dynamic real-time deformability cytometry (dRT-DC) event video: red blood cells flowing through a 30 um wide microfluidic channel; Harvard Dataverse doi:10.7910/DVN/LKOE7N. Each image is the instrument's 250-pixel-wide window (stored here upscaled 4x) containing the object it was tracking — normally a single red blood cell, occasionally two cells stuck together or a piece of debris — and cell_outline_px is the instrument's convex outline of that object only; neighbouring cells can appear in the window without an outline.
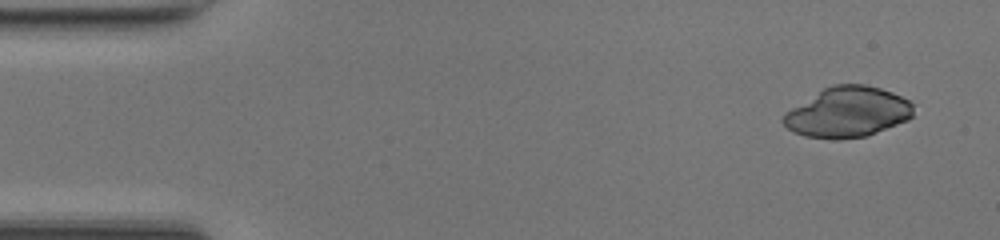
{"species": "common noctule bat (a hibernating species)", "species_latin": "Nyctalus noctula", "temperature_condition": "room temperature", "stored_images_in_passage": 1, "camera_frame_rate_fps": 3000, "um_per_image_px": 0.085, "animal": {"sex": "female", "body_mass_g": 17.0, "forearm_length_mm": 48.0}, "frame": {"image": 1, "passage_image": 1, "time_ms": 0.0, "image_size_px": [1000, 240], "cell_outline_px": [[908, 116], [892, 124], [872, 132], [856, 136], [816, 136], [856, 88], [872, 88], [896, 96], [904, 100], [908, 104]], "centroid_in_image_um": [73.57, 9.65], "position_along_channel_um": 11.4, "area_um2": 20.06}}